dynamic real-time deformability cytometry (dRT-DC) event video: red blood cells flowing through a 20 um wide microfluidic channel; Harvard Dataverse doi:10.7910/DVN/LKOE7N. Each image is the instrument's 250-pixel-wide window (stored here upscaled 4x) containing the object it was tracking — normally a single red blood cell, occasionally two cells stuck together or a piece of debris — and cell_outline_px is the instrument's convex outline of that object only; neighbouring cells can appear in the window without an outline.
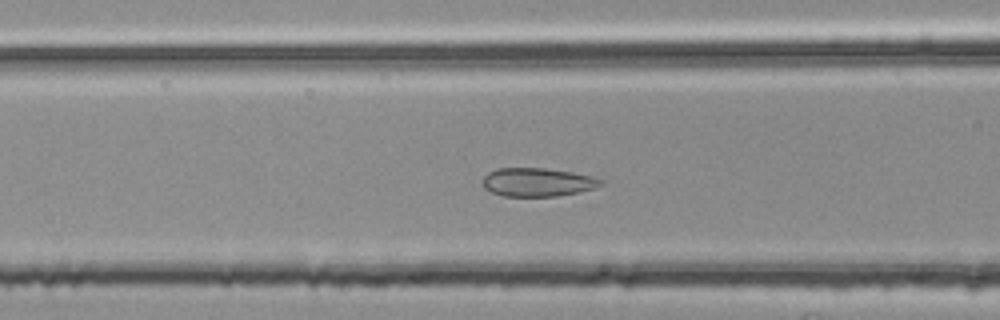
{"species": "common noctule bat (a hibernating species)", "species_latin": "Nyctalus noctula", "temperature_condition": "room temperature", "stored_images_in_passage": 53, "segment_of_instrument_passage": [2, 2], "camera_frame_rate_fps": 3000, "um_per_image_px": 0.085, "animal": {"sex": "female", "body_mass_g": 25.1}, "frame": {"image": 1, "passage_image": 22, "time_ms": 7.0, "image_size_px": [1000, 320], "cell_outline_px": [[604, 184], [596, 188], [580, 192], [556, 196], [504, 196], [492, 192], [484, 188], [480, 184], [484, 176], [488, 172], [496, 168], [544, 168], [572, 172], [592, 176], [604, 180]], "centroid_in_image_um": [45.69, 15.48], "position_along_channel_um": 120.9, "area_um2": 19.88}}
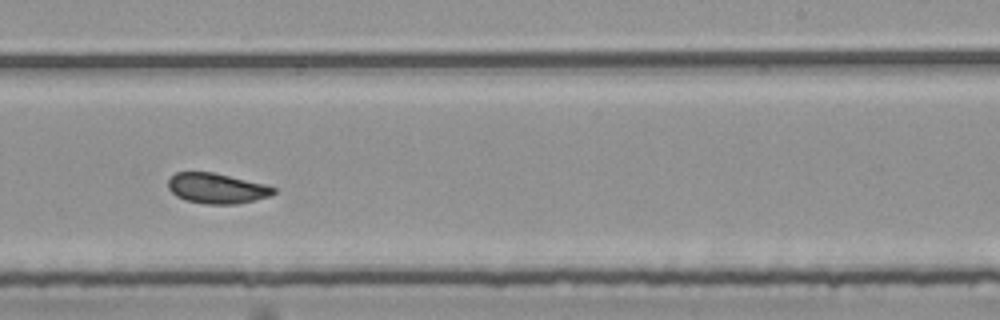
{"frame": {"image": 2, "passage_image": 34, "time_ms": 11.0, "image_size_px": [1000, 320], "cell_outline_px": [[276, 192], [268, 196], [256, 200], [236, 204], [204, 204], [184, 200], [176, 196], [168, 188], [168, 180], [176, 172], [212, 172], [264, 184], [276, 188]], "centroid_in_image_um": [18.4, 16.02], "position_along_channel_um": 270.6, "area_um2": 18.55}}
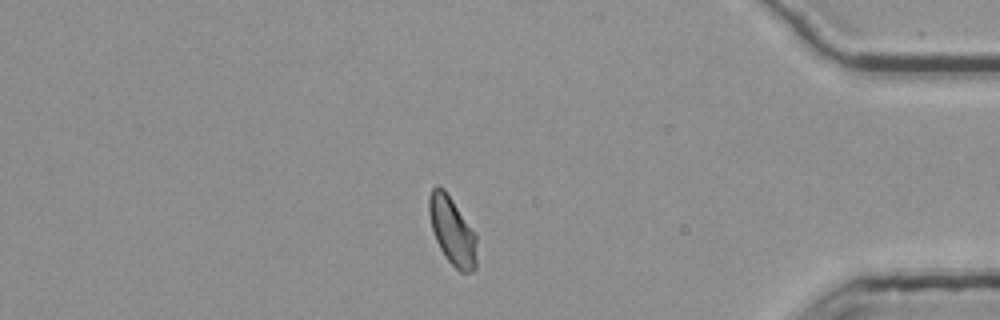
{"frame": {"image": 3, "passage_image": 47, "time_ms": 15.333, "image_size_px": [1000, 320], "cell_outline_px": [[476, 268], [472, 272], [460, 272], [448, 260], [440, 248], [436, 240], [432, 228], [428, 212], [428, 196], [432, 188], [436, 184], [444, 188], [476, 236]], "centroid_in_image_um": [38.41, 19.61], "position_along_channel_um": 396.8, "area_um2": 18.61}}